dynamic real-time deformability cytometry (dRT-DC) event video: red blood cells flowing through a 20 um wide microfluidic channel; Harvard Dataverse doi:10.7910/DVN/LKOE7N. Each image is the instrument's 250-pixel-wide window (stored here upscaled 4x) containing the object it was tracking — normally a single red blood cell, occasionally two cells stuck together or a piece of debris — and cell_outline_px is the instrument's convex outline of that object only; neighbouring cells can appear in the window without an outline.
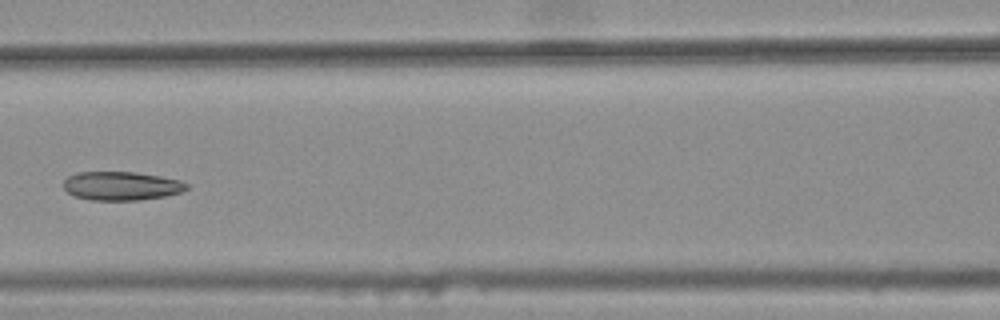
{"species": "common noctule bat (a hibernating species)", "species_latin": "Nyctalus noctula", "temperature_condition": "warm", "stored_images_in_passage": 8, "camera_frame_rate_fps": 3000, "um_per_image_px": 0.085, "animal": {"sex": "female", "body_mass_g": 25.1}, "frame": {"image": 1, "passage_image": 7, "time_ms": 2.0, "image_size_px": [1000, 320], "cell_outline_px": [[188, 188], [180, 192], [164, 196], [140, 200], [92, 200], [72, 196], [64, 188], [64, 180], [68, 176], [76, 172], [136, 172], [160, 176], [180, 180], [188, 184]], "centroid_in_image_um": [10.29, 15.8], "position_along_channel_um": 156.3, "area_um2": 20.63}}
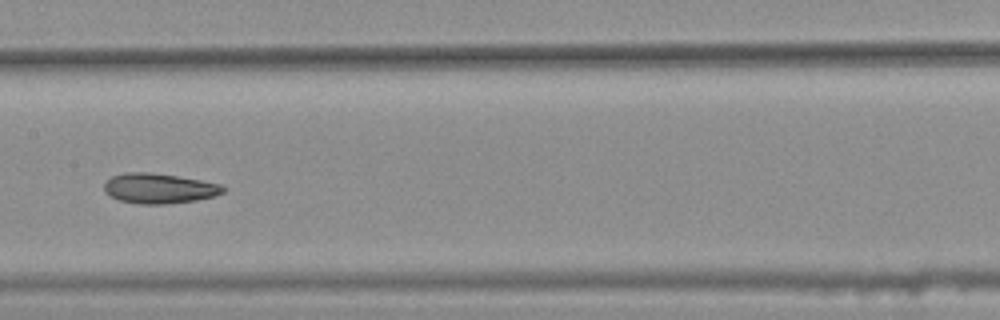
{"frame": {"image": 2, "passage_image": 8, "time_ms": 2.333, "image_size_px": [1000, 320], "cell_outline_px": [[228, 188], [224, 192], [216, 196], [196, 200], [164, 204], [140, 204], [120, 200], [112, 196], [104, 188], [104, 184], [112, 176], [124, 172], [152, 172], [200, 180], [220, 184]], "centroid_in_image_um": [13.57, 16.0], "position_along_channel_um": 193.8, "area_um2": 20.75}}